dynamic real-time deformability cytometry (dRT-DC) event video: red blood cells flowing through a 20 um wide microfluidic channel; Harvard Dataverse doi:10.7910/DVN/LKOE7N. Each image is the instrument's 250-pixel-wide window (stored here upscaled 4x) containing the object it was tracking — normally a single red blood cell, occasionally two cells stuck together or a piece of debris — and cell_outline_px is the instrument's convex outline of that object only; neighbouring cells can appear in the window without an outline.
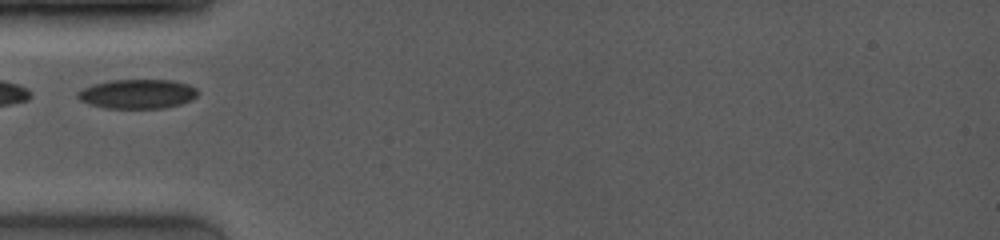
{"species": "common noctule bat (a hibernating species)", "species_latin": "Nyctalus noctula", "temperature_condition": "room temperature", "stored_images_in_passage": 4, "camera_frame_rate_fps": 4000, "um_per_image_px": 0.085, "animal": {"sex": "female", "body_mass_g": 19.0, "forearm_length_mm": 53.3}, "frame": {"image": 1, "passage_image": 1, "time_ms": 0.0, "image_size_px": [1000, 240], "cell_outline_px": [[200, 92], [192, 100], [180, 104], [164, 108], [104, 108], [88, 104], [80, 100], [76, 96], [76, 92], [92, 84], [108, 80], [172, 80], [188, 84], [196, 88]], "centroid_in_image_um": [11.67, 7.98], "position_along_channel_um": 73.3, "area_um2": 20.75}}